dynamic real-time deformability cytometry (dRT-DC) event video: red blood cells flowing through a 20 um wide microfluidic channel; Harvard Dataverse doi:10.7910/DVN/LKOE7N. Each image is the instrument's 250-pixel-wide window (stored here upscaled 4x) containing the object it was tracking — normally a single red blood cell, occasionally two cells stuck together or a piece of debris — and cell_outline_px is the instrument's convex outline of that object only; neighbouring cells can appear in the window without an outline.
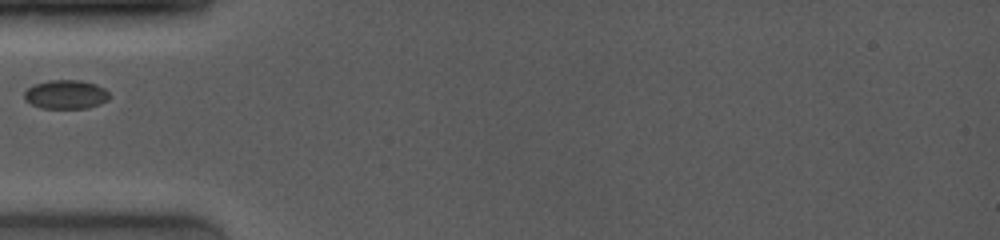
{"species": "common noctule bat (a hibernating species)", "species_latin": "Nyctalus noctula", "temperature_condition": "room temperature", "stored_images_in_passage": 43, "camera_frame_rate_fps": 4000, "um_per_image_px": 0.085, "animal": {"sex": "female", "body_mass_g": 19.0, "forearm_length_mm": 53.3}, "frame": {"image": 1, "passage_image": 1, "time_ms": 0.0, "image_size_px": [1000, 240], "cell_outline_px": [[108, 100], [100, 104], [84, 108], [40, 108], [24, 100], [24, 92], [28, 88], [36, 84], [48, 80], [80, 80], [96, 84], [104, 88], [108, 92]], "centroid_in_image_um": [5.58, 8.03], "position_along_channel_um": 79.4, "area_um2": 14.28}}